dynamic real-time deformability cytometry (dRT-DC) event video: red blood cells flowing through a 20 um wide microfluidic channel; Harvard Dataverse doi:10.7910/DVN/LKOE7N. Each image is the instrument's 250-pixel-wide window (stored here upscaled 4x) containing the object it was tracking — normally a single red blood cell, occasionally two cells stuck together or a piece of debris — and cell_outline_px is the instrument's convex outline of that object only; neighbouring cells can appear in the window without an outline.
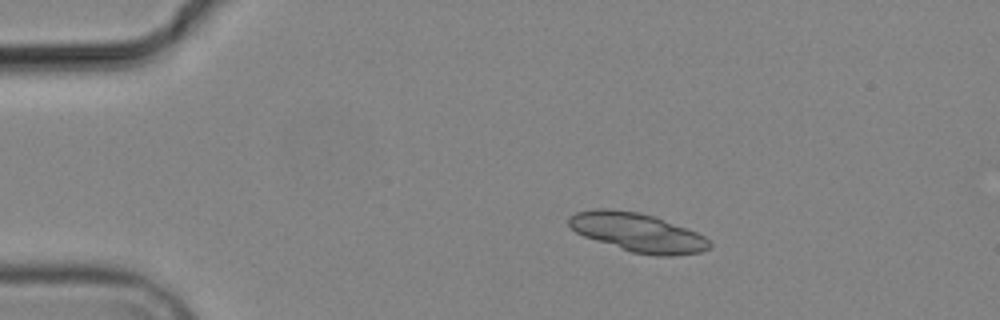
{"species": "common noctule bat (a hibernating species)", "species_latin": "Nyctalus noctula", "temperature_condition": "cold", "stored_images_in_passage": 4, "camera_frame_rate_fps": 3000, "um_per_image_px": 0.085, "animal": {"sex": "male", "body_mass_g": 19.2, "forearm_length_mm": 51.8}, "frame": {"image": 1, "passage_image": 2, "time_ms": 2.333, "image_size_px": [1000, 320], "cell_outline_px": [[712, 244], [708, 248], [700, 252], [672, 256], [656, 256], [632, 252], [584, 236], [576, 232], [568, 224], [568, 220], [576, 212], [596, 208], [612, 208], [640, 212], [664, 220], [696, 232], [704, 236]], "centroid_in_image_um": [54.19, 19.75], "position_along_channel_um": 30.8, "area_um2": 31.44}}